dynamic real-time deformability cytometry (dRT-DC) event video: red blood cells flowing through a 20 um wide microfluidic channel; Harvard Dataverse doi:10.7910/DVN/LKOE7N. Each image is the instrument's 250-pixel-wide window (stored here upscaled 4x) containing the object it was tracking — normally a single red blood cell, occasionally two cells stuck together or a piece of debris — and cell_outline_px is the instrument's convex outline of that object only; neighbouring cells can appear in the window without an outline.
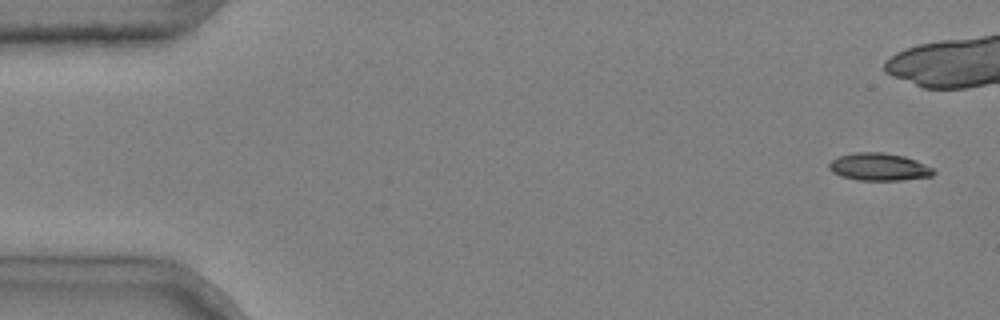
{"species": "common noctule bat (a hibernating species)", "species_latin": "Nyctalus noctula", "temperature_condition": "cold", "stored_images_in_passage": 8, "camera_frame_rate_fps": 3000, "um_per_image_px": 0.085, "animal": {"sex": "male", "body_mass_g": 20.4}, "frame": {"image": 1, "passage_image": 1, "time_ms": 0.0, "image_size_px": [1000, 320], "cell_outline_px": [[936, 172], [932, 176], [900, 180], [856, 180], [840, 176], [832, 172], [828, 168], [828, 164], [832, 160], [840, 156], [856, 152], [884, 152], [904, 156], [916, 160], [932, 168]], "centroid_in_image_um": [74.7, 14.19], "position_along_channel_um": 10.3, "area_um2": 16.76}}